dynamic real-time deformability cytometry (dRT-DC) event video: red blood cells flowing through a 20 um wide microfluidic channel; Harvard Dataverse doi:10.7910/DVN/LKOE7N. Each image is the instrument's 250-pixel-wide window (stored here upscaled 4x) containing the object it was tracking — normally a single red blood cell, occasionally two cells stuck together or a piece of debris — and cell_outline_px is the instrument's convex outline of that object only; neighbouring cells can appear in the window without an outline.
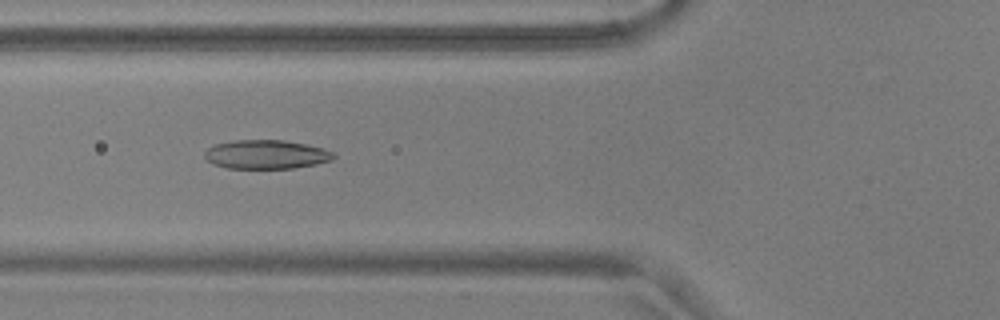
{"species": "common noctule bat (a hibernating species)", "species_latin": "Nyctalus noctula", "temperature_condition": "warm", "stored_images_in_passage": 54, "camera_frame_rate_fps": 3000, "um_per_image_px": 0.085, "animal": {"sex": "male", "body_mass_g": 17.9, "forearm_length_mm": 54.2}, "frame": {"image": 1, "passage_image": 20, "time_ms": 6.333, "image_size_px": [1000, 320], "cell_outline_px": [[336, 156], [332, 160], [316, 164], [292, 168], [228, 168], [212, 164], [204, 156], [204, 152], [208, 148], [216, 144], [236, 140], [284, 140], [304, 144], [320, 148], [332, 152]], "centroid_in_image_um": [22.6, 13.13], "position_along_channel_um": 103.2, "area_um2": 21.5}}
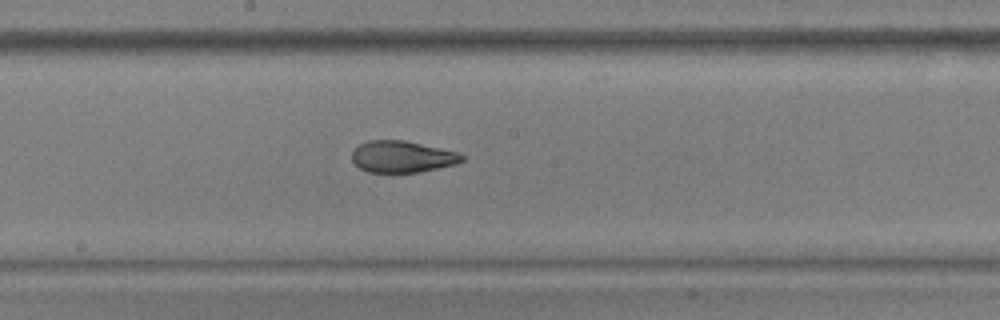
{"frame": {"image": 2, "passage_image": 29, "time_ms": 9.333, "image_size_px": [1000, 320], "cell_outline_px": [[464, 160], [456, 164], [416, 172], [368, 172], [360, 168], [352, 160], [352, 152], [360, 144], [368, 140], [404, 140], [460, 152], [464, 156]], "centroid_in_image_um": [34.2, 13.31], "position_along_channel_um": 214.0, "area_um2": 20.17}}
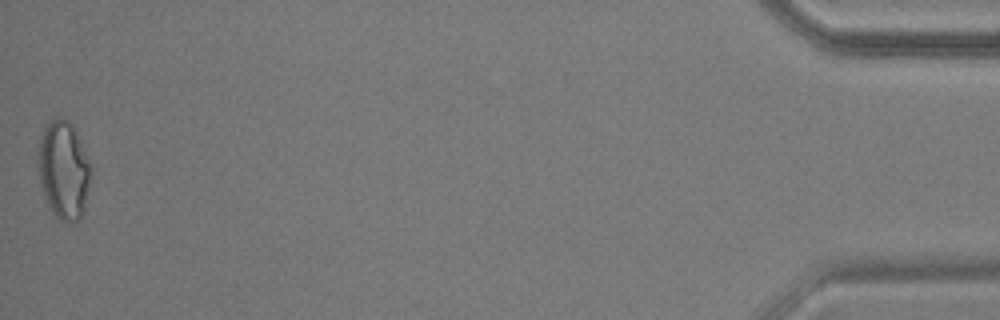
{"frame": {"image": 3, "passage_image": 54, "time_ms": 17.667, "image_size_px": [1000, 320], "cell_outline_px": [[92, 176], [84, 212], [80, 220], [60, 220], [48, 208], [40, 180], [40, 136], [44, 124], [52, 116], [60, 116], [68, 120], [72, 124], [80, 140], [88, 160], [92, 172]], "centroid_in_image_um": [5.44, 14.41], "position_along_channel_um": 429.8, "area_um2": 30.17}, "authors_computed_cell_mechanics": {"area_um2": 21.7039, "velocity_mm_per_s": 3.6798, "shape_relaxation_time_tau1_ms": 7.0309, "shape_relaxation_time_tau2_ms": 1.5978, "deformation_change_tau1": 0.207, "deformation_change_tau2": 0.084}}